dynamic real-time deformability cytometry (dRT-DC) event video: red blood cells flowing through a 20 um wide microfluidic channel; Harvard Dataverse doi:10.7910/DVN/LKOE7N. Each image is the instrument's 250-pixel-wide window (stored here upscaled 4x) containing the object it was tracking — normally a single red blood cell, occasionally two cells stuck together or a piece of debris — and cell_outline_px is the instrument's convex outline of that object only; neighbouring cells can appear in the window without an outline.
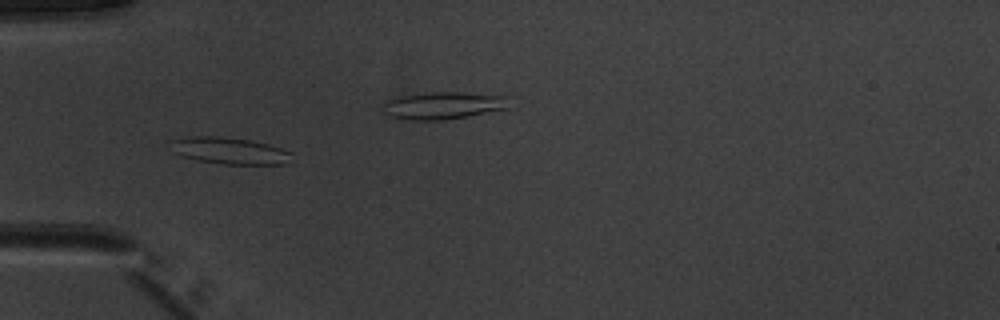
{"species": "common noctule bat (a hibernating species)", "species_latin": "Nyctalus noctula", "temperature_condition": "warm", "stored_images_in_passage": 53, "camera_frame_rate_fps": 3000, "um_per_image_px": 0.085, "animal": {"sex": "male", "body_mass_g": 20.1, "forearm_length_mm": 53.5}, "frame": {"image": 1, "passage_image": 18, "time_ms": 5.667, "image_size_px": [1000, 320], "cell_outline_px": [[292, 152], [288, 164], [224, 164], [200, 160], [184, 156], [172, 152], [168, 140], [192, 136], [220, 136], [252, 140], [268, 144]], "centroid_in_image_um": [19.49, 12.8], "position_along_channel_um": 65.5, "area_um2": 18.9}}
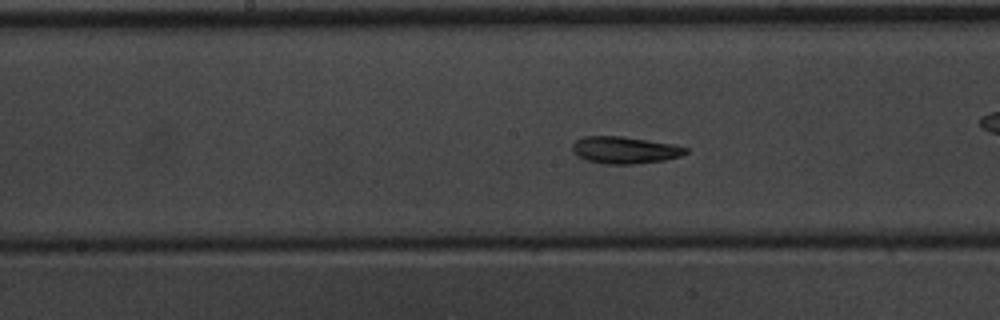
{"frame": {"image": 2, "passage_image": 28, "time_ms": 9.0, "image_size_px": [1000, 320], "cell_outline_px": [[688, 152], [680, 156], [664, 160], [632, 164], [608, 164], [584, 160], [576, 156], [572, 152], [572, 144], [576, 140], [584, 136], [624, 136], [672, 144], [688, 148]], "centroid_in_image_um": [53.06, 12.75], "position_along_channel_um": 195.1, "area_um2": 17.92}}
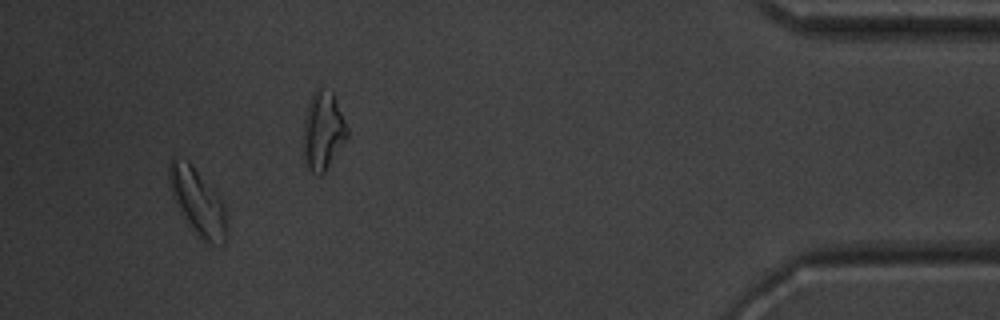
{"frame": {"image": 3, "passage_image": 50, "time_ms": 16.333, "image_size_px": [1000, 320], "cell_outline_px": [[228, 240], [224, 244], [208, 244], [200, 240], [192, 232], [180, 212], [172, 196], [168, 180], [168, 164], [172, 160], [188, 160], [224, 204], [228, 224]], "centroid_in_image_um": [16.82, 17.27], "position_along_channel_um": 418.4, "area_um2": 22.6}, "authors_computed_cell_mechanics": {"area_um2": 18.785, "velocity_mm_per_s": 3.9493, "shape_relaxation_time_tau1_ms": 6.0922, "shape_relaxation_time_tau2_ms": 4.7935, "deformation_change_tau1": 0.1589, "deformation_change_tau2": 0.1283}}